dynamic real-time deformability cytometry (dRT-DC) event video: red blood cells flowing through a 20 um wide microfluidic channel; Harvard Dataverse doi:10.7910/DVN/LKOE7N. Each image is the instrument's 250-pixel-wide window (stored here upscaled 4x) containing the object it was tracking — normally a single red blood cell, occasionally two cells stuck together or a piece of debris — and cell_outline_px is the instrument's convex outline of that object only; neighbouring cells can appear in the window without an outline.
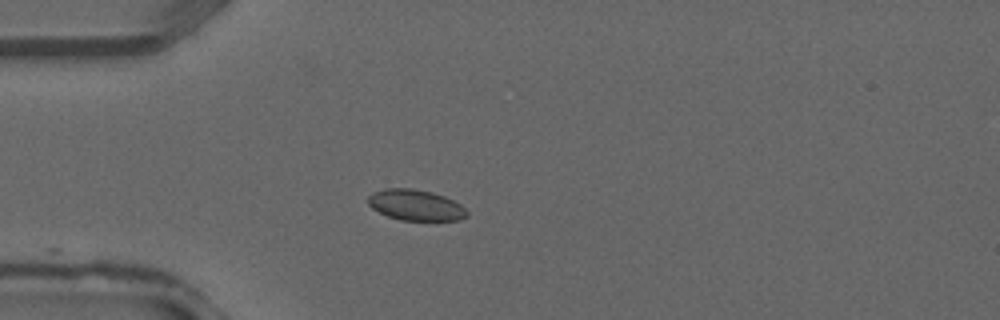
{"species": "common noctule bat (a hibernating species)", "species_latin": "Nyctalus noctula", "temperature_condition": "warm", "stored_images_in_passage": 10, "camera_frame_rate_fps": 3000, "um_per_image_px": 0.085, "animal": {"sex": "male", "forearm_length_mm": 52.5}, "frame": {"image": 1, "passage_image": 1, "time_ms": 0.0, "image_size_px": [1000, 320], "cell_outline_px": [[468, 216], [460, 220], [400, 220], [388, 216], [372, 208], [368, 204], [368, 196], [372, 192], [384, 188], [412, 188], [432, 192], [444, 196], [460, 204], [468, 212]], "centroid_in_image_um": [35.32, 17.42], "position_along_channel_um": 49.7, "area_um2": 17.8}}